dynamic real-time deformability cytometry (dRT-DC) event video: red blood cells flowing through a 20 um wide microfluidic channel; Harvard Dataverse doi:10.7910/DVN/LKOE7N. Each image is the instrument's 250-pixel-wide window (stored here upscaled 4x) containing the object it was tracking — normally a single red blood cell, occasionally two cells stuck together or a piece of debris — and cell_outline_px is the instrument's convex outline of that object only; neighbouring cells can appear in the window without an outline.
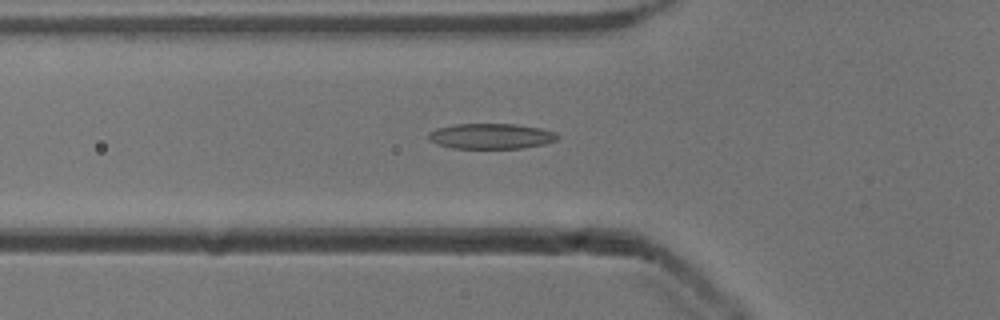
{"species": "common noctule bat (a hibernating species)", "species_latin": "Nyctalus noctula", "temperature_condition": "cold", "stored_images_in_passage": 46, "camera_frame_rate_fps": 3000, "um_per_image_px": 0.085, "animal": {"sex": "male", "body_mass_g": 13.3}, "frame": {"image": 1, "passage_image": 17, "time_ms": 5.333, "image_size_px": [1000, 320], "cell_outline_px": [[560, 136], [556, 140], [544, 144], [520, 148], [452, 148], [436, 144], [428, 140], [428, 132], [436, 128], [452, 124], [516, 124], [540, 128], [556, 132]], "centroid_in_image_um": [41.7, 11.57], "position_along_channel_um": 84.1, "area_um2": 19.25}}
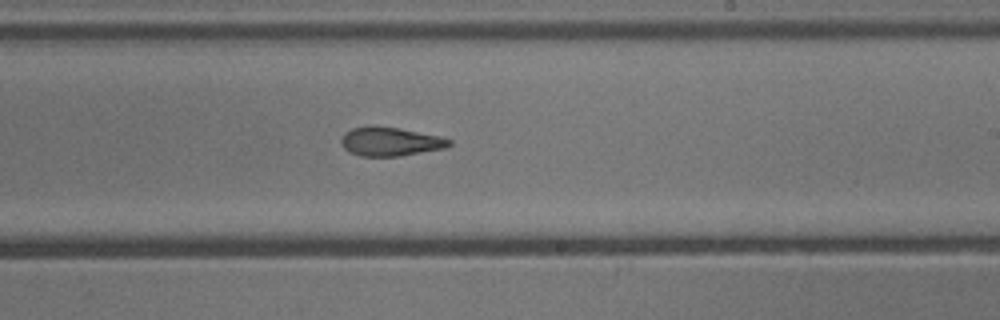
{"frame": {"image": 2, "passage_image": 30, "time_ms": 9.667, "image_size_px": [1000, 320], "cell_outline_px": [[452, 144], [444, 148], [400, 156], [360, 156], [348, 152], [340, 144], [340, 140], [344, 132], [352, 128], [372, 124], [400, 128], [440, 136], [452, 140]], "centroid_in_image_um": [33.13, 12.01], "position_along_channel_um": 255.9, "area_um2": 18.5}}
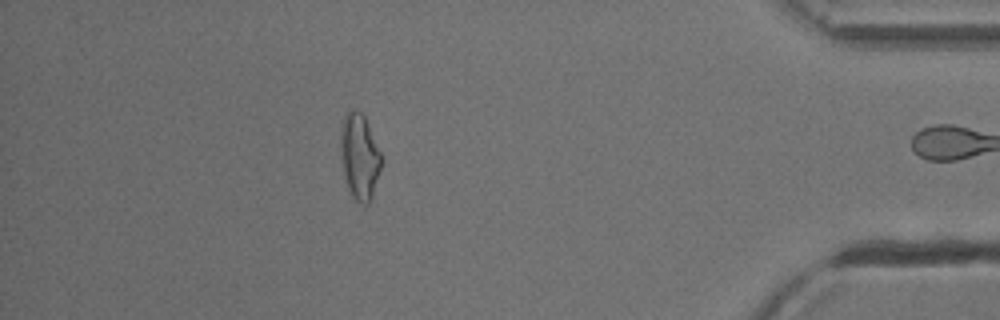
{"frame": {"image": 3, "passage_image": 45, "time_ms": 14.667, "image_size_px": [1000, 320], "cell_outline_px": [[384, 160], [372, 200], [368, 204], [360, 204], [352, 196], [348, 188], [344, 176], [340, 156], [340, 132], [344, 116], [352, 108], [360, 112], [364, 116]], "centroid_in_image_um": [30.57, 13.35], "position_along_channel_um": 404.6, "area_um2": 20.75}, "authors_computed_cell_mechanics": {"area_um2": 18.9006, "velocity_mm_per_s": 3.9397, "shape_relaxation_time_tau1_ms": 5.7525, "shape_relaxation_time_tau2_ms": 3.0145, "deformation_change_tau1": 0.1741, "deformation_change_tau2": 0.1162}}